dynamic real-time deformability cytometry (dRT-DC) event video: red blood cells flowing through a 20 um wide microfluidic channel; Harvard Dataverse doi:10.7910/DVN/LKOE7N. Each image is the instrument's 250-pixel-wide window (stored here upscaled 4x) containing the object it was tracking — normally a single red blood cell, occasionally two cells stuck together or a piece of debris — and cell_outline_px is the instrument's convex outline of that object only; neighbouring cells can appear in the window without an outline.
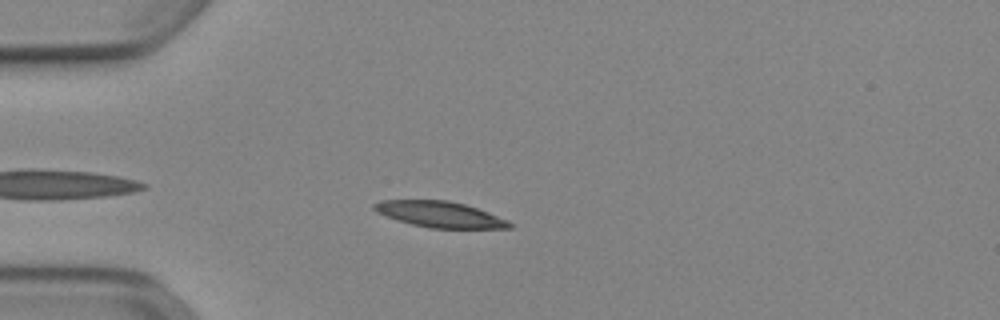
{"species": "Egyptian fruit bat (a non-hibernating species)", "species_latin": "Rousettus aegyptiacus", "temperature_condition": "cold", "stored_images_in_passage": 33, "camera_frame_rate_fps": 3000, "um_per_image_px": 0.085, "animal": {"sex": "female"}, "frame": {"image": 1, "passage_image": 4, "time_ms": 1.0, "image_size_px": [1000, 320], "cell_outline_px": [[512, 228], [428, 228], [412, 224], [376, 212], [372, 208], [372, 204], [380, 200], [448, 200], [464, 204], [488, 212], [508, 220], [512, 224]], "centroid_in_image_um": [37.38, 18.21], "position_along_channel_um": 47.6, "area_um2": 20.29}}
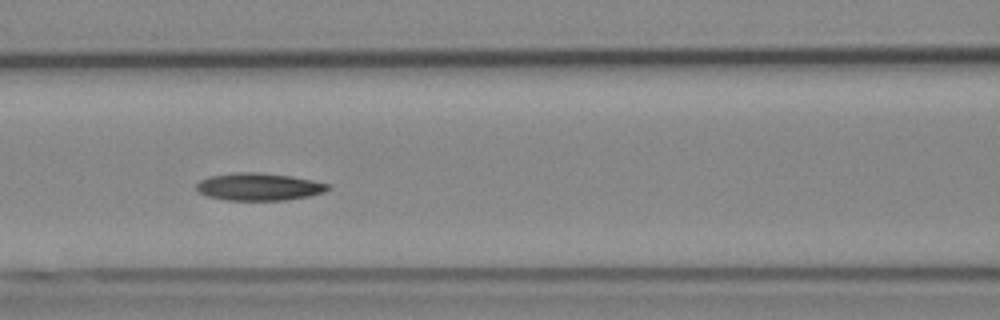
{"frame": {"image": 2, "passage_image": 13, "time_ms": 4.0, "image_size_px": [1000, 320], "cell_outline_px": [[332, 188], [324, 192], [308, 196], [288, 200], [228, 200], [208, 196], [200, 192], [196, 188], [196, 184], [200, 180], [208, 176], [236, 172], [256, 172], [292, 176], [312, 180], [328, 184]], "centroid_in_image_um": [22.01, 15.87], "position_along_channel_um": 144.6, "area_um2": 21.04}}
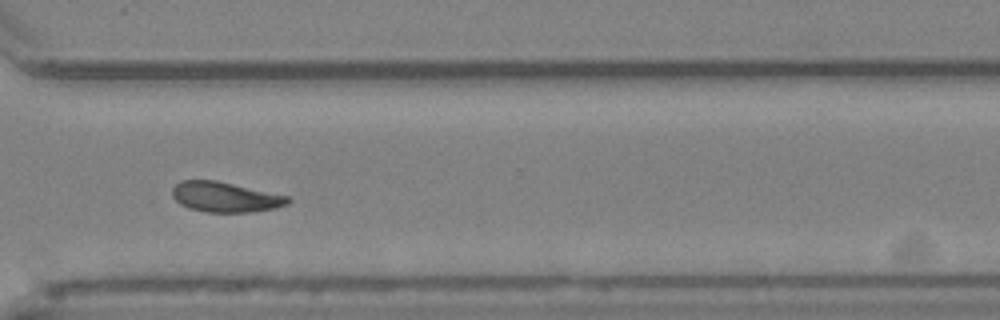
{"frame": {"image": 3, "passage_image": 29, "time_ms": 9.333, "image_size_px": [1000, 320], "cell_outline_px": [[292, 200], [288, 204], [276, 208], [252, 212], [204, 212], [188, 208], [180, 204], [172, 196], [172, 188], [180, 180], [216, 180], [288, 196]], "centroid_in_image_um": [19.13, 16.75], "position_along_channel_um": 351.5, "area_um2": 20.4}, "authors_computed_cell_mechanics": {"area_um2": 20.7502, "velocity_mm_per_s": 3.8812, "shape_relaxation_time_tau1_ms": 5.4088, "shape_relaxation_time_tau2_ms": null, "deformation_change_tau1": 0.1518, "deformation_change_tau2": null}}